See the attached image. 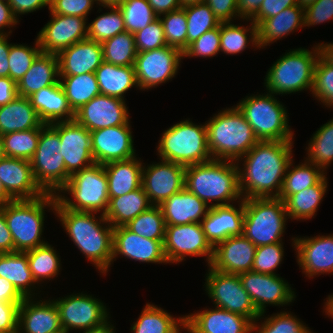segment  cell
<instances>
[{
  "label": "cell",
  "instance_id": "cell-1",
  "mask_svg": "<svg viewBox=\"0 0 333 333\" xmlns=\"http://www.w3.org/2000/svg\"><path fill=\"white\" fill-rule=\"evenodd\" d=\"M293 142L258 141L236 161L243 199L279 197L288 164L293 157Z\"/></svg>",
  "mask_w": 333,
  "mask_h": 333
},
{
  "label": "cell",
  "instance_id": "cell-2",
  "mask_svg": "<svg viewBox=\"0 0 333 333\" xmlns=\"http://www.w3.org/2000/svg\"><path fill=\"white\" fill-rule=\"evenodd\" d=\"M54 213L78 250L106 275L112 265L113 227L105 216L65 209L58 201Z\"/></svg>",
  "mask_w": 333,
  "mask_h": 333
},
{
  "label": "cell",
  "instance_id": "cell-3",
  "mask_svg": "<svg viewBox=\"0 0 333 333\" xmlns=\"http://www.w3.org/2000/svg\"><path fill=\"white\" fill-rule=\"evenodd\" d=\"M184 187L209 207L231 205L243 200L238 166L232 160L212 159L186 166Z\"/></svg>",
  "mask_w": 333,
  "mask_h": 333
},
{
  "label": "cell",
  "instance_id": "cell-4",
  "mask_svg": "<svg viewBox=\"0 0 333 333\" xmlns=\"http://www.w3.org/2000/svg\"><path fill=\"white\" fill-rule=\"evenodd\" d=\"M205 124L213 159L237 161L259 141L236 106L220 110Z\"/></svg>",
  "mask_w": 333,
  "mask_h": 333
},
{
  "label": "cell",
  "instance_id": "cell-5",
  "mask_svg": "<svg viewBox=\"0 0 333 333\" xmlns=\"http://www.w3.org/2000/svg\"><path fill=\"white\" fill-rule=\"evenodd\" d=\"M55 194L46 193L34 199L13 200L2 206L14 243V252H26L47 242L43 240L45 209L56 208ZM42 238V239H41Z\"/></svg>",
  "mask_w": 333,
  "mask_h": 333
},
{
  "label": "cell",
  "instance_id": "cell-6",
  "mask_svg": "<svg viewBox=\"0 0 333 333\" xmlns=\"http://www.w3.org/2000/svg\"><path fill=\"white\" fill-rule=\"evenodd\" d=\"M311 50L300 47L282 54L266 72L264 86L267 92L276 96L308 89L311 92L315 65L320 57L318 44Z\"/></svg>",
  "mask_w": 333,
  "mask_h": 333
},
{
  "label": "cell",
  "instance_id": "cell-7",
  "mask_svg": "<svg viewBox=\"0 0 333 333\" xmlns=\"http://www.w3.org/2000/svg\"><path fill=\"white\" fill-rule=\"evenodd\" d=\"M159 160L195 165L212 160L208 147L206 124H196L190 119L167 128L156 147Z\"/></svg>",
  "mask_w": 333,
  "mask_h": 333
},
{
  "label": "cell",
  "instance_id": "cell-8",
  "mask_svg": "<svg viewBox=\"0 0 333 333\" xmlns=\"http://www.w3.org/2000/svg\"><path fill=\"white\" fill-rule=\"evenodd\" d=\"M65 193L73 199L67 197ZM56 198L65 209L101 212L105 215L110 198L104 165L95 162L72 174L68 182L57 192Z\"/></svg>",
  "mask_w": 333,
  "mask_h": 333
},
{
  "label": "cell",
  "instance_id": "cell-9",
  "mask_svg": "<svg viewBox=\"0 0 333 333\" xmlns=\"http://www.w3.org/2000/svg\"><path fill=\"white\" fill-rule=\"evenodd\" d=\"M276 95L266 91L264 94H253L242 98L235 105L252 127L259 141L294 140L288 111L277 100Z\"/></svg>",
  "mask_w": 333,
  "mask_h": 333
},
{
  "label": "cell",
  "instance_id": "cell-10",
  "mask_svg": "<svg viewBox=\"0 0 333 333\" xmlns=\"http://www.w3.org/2000/svg\"><path fill=\"white\" fill-rule=\"evenodd\" d=\"M287 219L285 202L278 197L244 199L243 235L256 247L283 242Z\"/></svg>",
  "mask_w": 333,
  "mask_h": 333
},
{
  "label": "cell",
  "instance_id": "cell-11",
  "mask_svg": "<svg viewBox=\"0 0 333 333\" xmlns=\"http://www.w3.org/2000/svg\"><path fill=\"white\" fill-rule=\"evenodd\" d=\"M60 145L58 132L46 124L41 129L36 152L30 160L36 183L45 193L56 195L70 178L60 154Z\"/></svg>",
  "mask_w": 333,
  "mask_h": 333
},
{
  "label": "cell",
  "instance_id": "cell-12",
  "mask_svg": "<svg viewBox=\"0 0 333 333\" xmlns=\"http://www.w3.org/2000/svg\"><path fill=\"white\" fill-rule=\"evenodd\" d=\"M207 272L203 286L214 306L241 314L254 323L261 314L242 286L239 275L217 271L210 266Z\"/></svg>",
  "mask_w": 333,
  "mask_h": 333
},
{
  "label": "cell",
  "instance_id": "cell-13",
  "mask_svg": "<svg viewBox=\"0 0 333 333\" xmlns=\"http://www.w3.org/2000/svg\"><path fill=\"white\" fill-rule=\"evenodd\" d=\"M59 311L64 332L86 331L109 320V310L102 300L83 292L52 299Z\"/></svg>",
  "mask_w": 333,
  "mask_h": 333
},
{
  "label": "cell",
  "instance_id": "cell-14",
  "mask_svg": "<svg viewBox=\"0 0 333 333\" xmlns=\"http://www.w3.org/2000/svg\"><path fill=\"white\" fill-rule=\"evenodd\" d=\"M183 53L171 46L138 52L134 69L139 90H151L171 81L178 73Z\"/></svg>",
  "mask_w": 333,
  "mask_h": 333
},
{
  "label": "cell",
  "instance_id": "cell-15",
  "mask_svg": "<svg viewBox=\"0 0 333 333\" xmlns=\"http://www.w3.org/2000/svg\"><path fill=\"white\" fill-rule=\"evenodd\" d=\"M163 248L168 264L180 263L187 256H205L210 266L213 258V247L207 241L200 223L166 225Z\"/></svg>",
  "mask_w": 333,
  "mask_h": 333
},
{
  "label": "cell",
  "instance_id": "cell-16",
  "mask_svg": "<svg viewBox=\"0 0 333 333\" xmlns=\"http://www.w3.org/2000/svg\"><path fill=\"white\" fill-rule=\"evenodd\" d=\"M279 274H262L248 271L239 274L242 286L250 295L257 311L266 313L268 305L286 306L295 299V291Z\"/></svg>",
  "mask_w": 333,
  "mask_h": 333
},
{
  "label": "cell",
  "instance_id": "cell-17",
  "mask_svg": "<svg viewBox=\"0 0 333 333\" xmlns=\"http://www.w3.org/2000/svg\"><path fill=\"white\" fill-rule=\"evenodd\" d=\"M60 138V154L63 156L66 172L72 174L81 171L93 163L91 133L75 120L50 124Z\"/></svg>",
  "mask_w": 333,
  "mask_h": 333
},
{
  "label": "cell",
  "instance_id": "cell-18",
  "mask_svg": "<svg viewBox=\"0 0 333 333\" xmlns=\"http://www.w3.org/2000/svg\"><path fill=\"white\" fill-rule=\"evenodd\" d=\"M185 184V166L161 160L147 166L143 163L142 186L152 205L160 206Z\"/></svg>",
  "mask_w": 333,
  "mask_h": 333
},
{
  "label": "cell",
  "instance_id": "cell-19",
  "mask_svg": "<svg viewBox=\"0 0 333 333\" xmlns=\"http://www.w3.org/2000/svg\"><path fill=\"white\" fill-rule=\"evenodd\" d=\"M125 100L97 95L75 111L74 120L87 130L94 131L112 126L131 125Z\"/></svg>",
  "mask_w": 333,
  "mask_h": 333
},
{
  "label": "cell",
  "instance_id": "cell-20",
  "mask_svg": "<svg viewBox=\"0 0 333 333\" xmlns=\"http://www.w3.org/2000/svg\"><path fill=\"white\" fill-rule=\"evenodd\" d=\"M50 14V21L37 34L42 52L58 55L74 43L87 39L88 21L86 18Z\"/></svg>",
  "mask_w": 333,
  "mask_h": 333
},
{
  "label": "cell",
  "instance_id": "cell-21",
  "mask_svg": "<svg viewBox=\"0 0 333 333\" xmlns=\"http://www.w3.org/2000/svg\"><path fill=\"white\" fill-rule=\"evenodd\" d=\"M299 268L306 277L321 274L333 275V234L309 237H292Z\"/></svg>",
  "mask_w": 333,
  "mask_h": 333
},
{
  "label": "cell",
  "instance_id": "cell-22",
  "mask_svg": "<svg viewBox=\"0 0 333 333\" xmlns=\"http://www.w3.org/2000/svg\"><path fill=\"white\" fill-rule=\"evenodd\" d=\"M132 132L131 125L91 131L92 155L95 162L105 165L137 156Z\"/></svg>",
  "mask_w": 333,
  "mask_h": 333
},
{
  "label": "cell",
  "instance_id": "cell-23",
  "mask_svg": "<svg viewBox=\"0 0 333 333\" xmlns=\"http://www.w3.org/2000/svg\"><path fill=\"white\" fill-rule=\"evenodd\" d=\"M185 315L186 333H251L253 322L238 313L215 307Z\"/></svg>",
  "mask_w": 333,
  "mask_h": 333
},
{
  "label": "cell",
  "instance_id": "cell-24",
  "mask_svg": "<svg viewBox=\"0 0 333 333\" xmlns=\"http://www.w3.org/2000/svg\"><path fill=\"white\" fill-rule=\"evenodd\" d=\"M118 255L142 263L168 264L163 241L139 236L126 226L113 228L112 264Z\"/></svg>",
  "mask_w": 333,
  "mask_h": 333
},
{
  "label": "cell",
  "instance_id": "cell-25",
  "mask_svg": "<svg viewBox=\"0 0 333 333\" xmlns=\"http://www.w3.org/2000/svg\"><path fill=\"white\" fill-rule=\"evenodd\" d=\"M256 246L244 235L231 236L213 248L210 267L229 274L252 271Z\"/></svg>",
  "mask_w": 333,
  "mask_h": 333
},
{
  "label": "cell",
  "instance_id": "cell-26",
  "mask_svg": "<svg viewBox=\"0 0 333 333\" xmlns=\"http://www.w3.org/2000/svg\"><path fill=\"white\" fill-rule=\"evenodd\" d=\"M25 298L19 306L17 333L63 332L59 311L52 299Z\"/></svg>",
  "mask_w": 333,
  "mask_h": 333
},
{
  "label": "cell",
  "instance_id": "cell-27",
  "mask_svg": "<svg viewBox=\"0 0 333 333\" xmlns=\"http://www.w3.org/2000/svg\"><path fill=\"white\" fill-rule=\"evenodd\" d=\"M236 205L210 207L205 218L200 222L207 241L214 248L218 243L231 236L243 235L244 199Z\"/></svg>",
  "mask_w": 333,
  "mask_h": 333
},
{
  "label": "cell",
  "instance_id": "cell-28",
  "mask_svg": "<svg viewBox=\"0 0 333 333\" xmlns=\"http://www.w3.org/2000/svg\"><path fill=\"white\" fill-rule=\"evenodd\" d=\"M0 181L14 199H34L46 194L36 183L28 160L4 157L0 159Z\"/></svg>",
  "mask_w": 333,
  "mask_h": 333
},
{
  "label": "cell",
  "instance_id": "cell-29",
  "mask_svg": "<svg viewBox=\"0 0 333 333\" xmlns=\"http://www.w3.org/2000/svg\"><path fill=\"white\" fill-rule=\"evenodd\" d=\"M59 76L95 73L103 62L101 43L85 39L62 50L58 55Z\"/></svg>",
  "mask_w": 333,
  "mask_h": 333
},
{
  "label": "cell",
  "instance_id": "cell-30",
  "mask_svg": "<svg viewBox=\"0 0 333 333\" xmlns=\"http://www.w3.org/2000/svg\"><path fill=\"white\" fill-rule=\"evenodd\" d=\"M160 208L166 225L200 223L210 209L206 203L185 187L165 200Z\"/></svg>",
  "mask_w": 333,
  "mask_h": 333
},
{
  "label": "cell",
  "instance_id": "cell-31",
  "mask_svg": "<svg viewBox=\"0 0 333 333\" xmlns=\"http://www.w3.org/2000/svg\"><path fill=\"white\" fill-rule=\"evenodd\" d=\"M28 98L43 124L74 120L75 112L60 83L42 88Z\"/></svg>",
  "mask_w": 333,
  "mask_h": 333
},
{
  "label": "cell",
  "instance_id": "cell-32",
  "mask_svg": "<svg viewBox=\"0 0 333 333\" xmlns=\"http://www.w3.org/2000/svg\"><path fill=\"white\" fill-rule=\"evenodd\" d=\"M302 27H305L304 8L300 5L289 7L271 18L264 19L257 26L258 46L261 49L266 48Z\"/></svg>",
  "mask_w": 333,
  "mask_h": 333
},
{
  "label": "cell",
  "instance_id": "cell-33",
  "mask_svg": "<svg viewBox=\"0 0 333 333\" xmlns=\"http://www.w3.org/2000/svg\"><path fill=\"white\" fill-rule=\"evenodd\" d=\"M59 83V60L56 54L41 52L30 69L18 81V95L29 97L42 88Z\"/></svg>",
  "mask_w": 333,
  "mask_h": 333
},
{
  "label": "cell",
  "instance_id": "cell-34",
  "mask_svg": "<svg viewBox=\"0 0 333 333\" xmlns=\"http://www.w3.org/2000/svg\"><path fill=\"white\" fill-rule=\"evenodd\" d=\"M136 156L104 165L109 197L125 195L142 186L143 162Z\"/></svg>",
  "mask_w": 333,
  "mask_h": 333
},
{
  "label": "cell",
  "instance_id": "cell-35",
  "mask_svg": "<svg viewBox=\"0 0 333 333\" xmlns=\"http://www.w3.org/2000/svg\"><path fill=\"white\" fill-rule=\"evenodd\" d=\"M29 98L18 96L13 101L0 106V134L39 128L42 125Z\"/></svg>",
  "mask_w": 333,
  "mask_h": 333
},
{
  "label": "cell",
  "instance_id": "cell-36",
  "mask_svg": "<svg viewBox=\"0 0 333 333\" xmlns=\"http://www.w3.org/2000/svg\"><path fill=\"white\" fill-rule=\"evenodd\" d=\"M95 75L102 95L125 100V94L132 87L139 89L134 66H118L103 61Z\"/></svg>",
  "mask_w": 333,
  "mask_h": 333
},
{
  "label": "cell",
  "instance_id": "cell-37",
  "mask_svg": "<svg viewBox=\"0 0 333 333\" xmlns=\"http://www.w3.org/2000/svg\"><path fill=\"white\" fill-rule=\"evenodd\" d=\"M109 198L104 216L113 228L126 226L132 219L152 206L143 186L125 195Z\"/></svg>",
  "mask_w": 333,
  "mask_h": 333
},
{
  "label": "cell",
  "instance_id": "cell-38",
  "mask_svg": "<svg viewBox=\"0 0 333 333\" xmlns=\"http://www.w3.org/2000/svg\"><path fill=\"white\" fill-rule=\"evenodd\" d=\"M0 277L9 280L25 298L40 294L35 293L39 287L35 286L26 252L0 253Z\"/></svg>",
  "mask_w": 333,
  "mask_h": 333
},
{
  "label": "cell",
  "instance_id": "cell-39",
  "mask_svg": "<svg viewBox=\"0 0 333 333\" xmlns=\"http://www.w3.org/2000/svg\"><path fill=\"white\" fill-rule=\"evenodd\" d=\"M185 330V316L173 317L169 312L146 303L138 319L130 327L132 333H181Z\"/></svg>",
  "mask_w": 333,
  "mask_h": 333
},
{
  "label": "cell",
  "instance_id": "cell-40",
  "mask_svg": "<svg viewBox=\"0 0 333 333\" xmlns=\"http://www.w3.org/2000/svg\"><path fill=\"white\" fill-rule=\"evenodd\" d=\"M325 175L316 185L291 194L284 202L289 219L309 220L314 218L321 201L327 193L328 181Z\"/></svg>",
  "mask_w": 333,
  "mask_h": 333
},
{
  "label": "cell",
  "instance_id": "cell-41",
  "mask_svg": "<svg viewBox=\"0 0 333 333\" xmlns=\"http://www.w3.org/2000/svg\"><path fill=\"white\" fill-rule=\"evenodd\" d=\"M293 159L288 164L282 188L279 194L280 199L285 201L291 194L298 193L308 187L316 185L326 173L306 159L298 165H293ZM294 166V167H293Z\"/></svg>",
  "mask_w": 333,
  "mask_h": 333
},
{
  "label": "cell",
  "instance_id": "cell-42",
  "mask_svg": "<svg viewBox=\"0 0 333 333\" xmlns=\"http://www.w3.org/2000/svg\"><path fill=\"white\" fill-rule=\"evenodd\" d=\"M246 21H250V25L247 27L234 24V22L220 23V50L222 53L224 52L226 55L242 53L250 44L253 48L259 49L257 26L251 20Z\"/></svg>",
  "mask_w": 333,
  "mask_h": 333
},
{
  "label": "cell",
  "instance_id": "cell-43",
  "mask_svg": "<svg viewBox=\"0 0 333 333\" xmlns=\"http://www.w3.org/2000/svg\"><path fill=\"white\" fill-rule=\"evenodd\" d=\"M59 83L74 112L95 96L101 94L95 73L59 76Z\"/></svg>",
  "mask_w": 333,
  "mask_h": 333
},
{
  "label": "cell",
  "instance_id": "cell-44",
  "mask_svg": "<svg viewBox=\"0 0 333 333\" xmlns=\"http://www.w3.org/2000/svg\"><path fill=\"white\" fill-rule=\"evenodd\" d=\"M54 248L55 247H52V245L47 242L42 246L26 251L29 269L31 270L34 281L39 287V284L47 279L50 281L60 274L61 257Z\"/></svg>",
  "mask_w": 333,
  "mask_h": 333
},
{
  "label": "cell",
  "instance_id": "cell-45",
  "mask_svg": "<svg viewBox=\"0 0 333 333\" xmlns=\"http://www.w3.org/2000/svg\"><path fill=\"white\" fill-rule=\"evenodd\" d=\"M307 146L305 159L327 173L333 161V118L315 131Z\"/></svg>",
  "mask_w": 333,
  "mask_h": 333
},
{
  "label": "cell",
  "instance_id": "cell-46",
  "mask_svg": "<svg viewBox=\"0 0 333 333\" xmlns=\"http://www.w3.org/2000/svg\"><path fill=\"white\" fill-rule=\"evenodd\" d=\"M103 61L118 66H134L137 56L134 34L119 33L101 43Z\"/></svg>",
  "mask_w": 333,
  "mask_h": 333
},
{
  "label": "cell",
  "instance_id": "cell-47",
  "mask_svg": "<svg viewBox=\"0 0 333 333\" xmlns=\"http://www.w3.org/2000/svg\"><path fill=\"white\" fill-rule=\"evenodd\" d=\"M263 316L265 313H262L253 323L251 333H313L308 325H304L305 323L291 312L281 311L265 318ZM259 320L261 323L258 322Z\"/></svg>",
  "mask_w": 333,
  "mask_h": 333
},
{
  "label": "cell",
  "instance_id": "cell-48",
  "mask_svg": "<svg viewBox=\"0 0 333 333\" xmlns=\"http://www.w3.org/2000/svg\"><path fill=\"white\" fill-rule=\"evenodd\" d=\"M45 125L46 124H42L39 128L11 132L3 135L5 156L30 161L36 152L41 129Z\"/></svg>",
  "mask_w": 333,
  "mask_h": 333
},
{
  "label": "cell",
  "instance_id": "cell-49",
  "mask_svg": "<svg viewBox=\"0 0 333 333\" xmlns=\"http://www.w3.org/2000/svg\"><path fill=\"white\" fill-rule=\"evenodd\" d=\"M182 8L187 18V48L205 32L220 25V21L205 2L189 4Z\"/></svg>",
  "mask_w": 333,
  "mask_h": 333
},
{
  "label": "cell",
  "instance_id": "cell-50",
  "mask_svg": "<svg viewBox=\"0 0 333 333\" xmlns=\"http://www.w3.org/2000/svg\"><path fill=\"white\" fill-rule=\"evenodd\" d=\"M108 12H105L92 22L88 23L87 38L98 43H102L115 35L125 32V24L122 12L116 7H103ZM110 11V12H109Z\"/></svg>",
  "mask_w": 333,
  "mask_h": 333
},
{
  "label": "cell",
  "instance_id": "cell-51",
  "mask_svg": "<svg viewBox=\"0 0 333 333\" xmlns=\"http://www.w3.org/2000/svg\"><path fill=\"white\" fill-rule=\"evenodd\" d=\"M126 227L139 236L164 241L166 223L160 206L152 205L132 219Z\"/></svg>",
  "mask_w": 333,
  "mask_h": 333
},
{
  "label": "cell",
  "instance_id": "cell-52",
  "mask_svg": "<svg viewBox=\"0 0 333 333\" xmlns=\"http://www.w3.org/2000/svg\"><path fill=\"white\" fill-rule=\"evenodd\" d=\"M117 7L122 12L126 31L131 34L144 29L158 18L147 0H126Z\"/></svg>",
  "mask_w": 333,
  "mask_h": 333
},
{
  "label": "cell",
  "instance_id": "cell-53",
  "mask_svg": "<svg viewBox=\"0 0 333 333\" xmlns=\"http://www.w3.org/2000/svg\"><path fill=\"white\" fill-rule=\"evenodd\" d=\"M162 16V17H161ZM159 16L166 40V45L179 49L182 53L187 49V18L183 8Z\"/></svg>",
  "mask_w": 333,
  "mask_h": 333
},
{
  "label": "cell",
  "instance_id": "cell-54",
  "mask_svg": "<svg viewBox=\"0 0 333 333\" xmlns=\"http://www.w3.org/2000/svg\"><path fill=\"white\" fill-rule=\"evenodd\" d=\"M35 46L25 44H12L9 51V78L16 83L26 74L30 69L32 63L37 56L42 52L39 41L35 39Z\"/></svg>",
  "mask_w": 333,
  "mask_h": 333
},
{
  "label": "cell",
  "instance_id": "cell-55",
  "mask_svg": "<svg viewBox=\"0 0 333 333\" xmlns=\"http://www.w3.org/2000/svg\"><path fill=\"white\" fill-rule=\"evenodd\" d=\"M311 94L324 107L333 108V65L321 55L315 65Z\"/></svg>",
  "mask_w": 333,
  "mask_h": 333
},
{
  "label": "cell",
  "instance_id": "cell-56",
  "mask_svg": "<svg viewBox=\"0 0 333 333\" xmlns=\"http://www.w3.org/2000/svg\"><path fill=\"white\" fill-rule=\"evenodd\" d=\"M284 242L256 247L252 271L262 274H276L284 257Z\"/></svg>",
  "mask_w": 333,
  "mask_h": 333
},
{
  "label": "cell",
  "instance_id": "cell-57",
  "mask_svg": "<svg viewBox=\"0 0 333 333\" xmlns=\"http://www.w3.org/2000/svg\"><path fill=\"white\" fill-rule=\"evenodd\" d=\"M220 25L212 30L205 32L197 40L192 42L183 52V58L202 57L212 58L216 56L220 50Z\"/></svg>",
  "mask_w": 333,
  "mask_h": 333
},
{
  "label": "cell",
  "instance_id": "cell-58",
  "mask_svg": "<svg viewBox=\"0 0 333 333\" xmlns=\"http://www.w3.org/2000/svg\"><path fill=\"white\" fill-rule=\"evenodd\" d=\"M137 52L155 50L166 46L164 30L160 18L134 34Z\"/></svg>",
  "mask_w": 333,
  "mask_h": 333
},
{
  "label": "cell",
  "instance_id": "cell-59",
  "mask_svg": "<svg viewBox=\"0 0 333 333\" xmlns=\"http://www.w3.org/2000/svg\"><path fill=\"white\" fill-rule=\"evenodd\" d=\"M96 0H50V13L88 19Z\"/></svg>",
  "mask_w": 333,
  "mask_h": 333
},
{
  "label": "cell",
  "instance_id": "cell-60",
  "mask_svg": "<svg viewBox=\"0 0 333 333\" xmlns=\"http://www.w3.org/2000/svg\"><path fill=\"white\" fill-rule=\"evenodd\" d=\"M305 27L333 20V0H317L304 8Z\"/></svg>",
  "mask_w": 333,
  "mask_h": 333
},
{
  "label": "cell",
  "instance_id": "cell-61",
  "mask_svg": "<svg viewBox=\"0 0 333 333\" xmlns=\"http://www.w3.org/2000/svg\"><path fill=\"white\" fill-rule=\"evenodd\" d=\"M22 302H0V333H17L18 312Z\"/></svg>",
  "mask_w": 333,
  "mask_h": 333
},
{
  "label": "cell",
  "instance_id": "cell-62",
  "mask_svg": "<svg viewBox=\"0 0 333 333\" xmlns=\"http://www.w3.org/2000/svg\"><path fill=\"white\" fill-rule=\"evenodd\" d=\"M298 5L297 0H264L251 21L258 26L264 19L271 18L281 11Z\"/></svg>",
  "mask_w": 333,
  "mask_h": 333
},
{
  "label": "cell",
  "instance_id": "cell-63",
  "mask_svg": "<svg viewBox=\"0 0 333 333\" xmlns=\"http://www.w3.org/2000/svg\"><path fill=\"white\" fill-rule=\"evenodd\" d=\"M220 23L238 20L237 0H205Z\"/></svg>",
  "mask_w": 333,
  "mask_h": 333
},
{
  "label": "cell",
  "instance_id": "cell-64",
  "mask_svg": "<svg viewBox=\"0 0 333 333\" xmlns=\"http://www.w3.org/2000/svg\"><path fill=\"white\" fill-rule=\"evenodd\" d=\"M9 5L14 16L19 20L20 15H25L36 10L50 6V0H9Z\"/></svg>",
  "mask_w": 333,
  "mask_h": 333
},
{
  "label": "cell",
  "instance_id": "cell-65",
  "mask_svg": "<svg viewBox=\"0 0 333 333\" xmlns=\"http://www.w3.org/2000/svg\"><path fill=\"white\" fill-rule=\"evenodd\" d=\"M19 23L18 19L14 16L8 2L0 0V34H11L13 26ZM5 28H9L7 31ZM7 31V32H6Z\"/></svg>",
  "mask_w": 333,
  "mask_h": 333
},
{
  "label": "cell",
  "instance_id": "cell-66",
  "mask_svg": "<svg viewBox=\"0 0 333 333\" xmlns=\"http://www.w3.org/2000/svg\"><path fill=\"white\" fill-rule=\"evenodd\" d=\"M25 297L4 277H0V302H23Z\"/></svg>",
  "mask_w": 333,
  "mask_h": 333
},
{
  "label": "cell",
  "instance_id": "cell-67",
  "mask_svg": "<svg viewBox=\"0 0 333 333\" xmlns=\"http://www.w3.org/2000/svg\"><path fill=\"white\" fill-rule=\"evenodd\" d=\"M14 252V243L10 230L8 229L4 210L0 207V253Z\"/></svg>",
  "mask_w": 333,
  "mask_h": 333
},
{
  "label": "cell",
  "instance_id": "cell-68",
  "mask_svg": "<svg viewBox=\"0 0 333 333\" xmlns=\"http://www.w3.org/2000/svg\"><path fill=\"white\" fill-rule=\"evenodd\" d=\"M18 96L16 82L9 77H0V106L13 101Z\"/></svg>",
  "mask_w": 333,
  "mask_h": 333
},
{
  "label": "cell",
  "instance_id": "cell-69",
  "mask_svg": "<svg viewBox=\"0 0 333 333\" xmlns=\"http://www.w3.org/2000/svg\"><path fill=\"white\" fill-rule=\"evenodd\" d=\"M264 0H237L238 17L241 21L251 20Z\"/></svg>",
  "mask_w": 333,
  "mask_h": 333
},
{
  "label": "cell",
  "instance_id": "cell-70",
  "mask_svg": "<svg viewBox=\"0 0 333 333\" xmlns=\"http://www.w3.org/2000/svg\"><path fill=\"white\" fill-rule=\"evenodd\" d=\"M10 34H0V77H9V51L11 43L8 42Z\"/></svg>",
  "mask_w": 333,
  "mask_h": 333
},
{
  "label": "cell",
  "instance_id": "cell-71",
  "mask_svg": "<svg viewBox=\"0 0 333 333\" xmlns=\"http://www.w3.org/2000/svg\"><path fill=\"white\" fill-rule=\"evenodd\" d=\"M147 2L158 17L182 8L180 0H147Z\"/></svg>",
  "mask_w": 333,
  "mask_h": 333
},
{
  "label": "cell",
  "instance_id": "cell-72",
  "mask_svg": "<svg viewBox=\"0 0 333 333\" xmlns=\"http://www.w3.org/2000/svg\"><path fill=\"white\" fill-rule=\"evenodd\" d=\"M320 55L331 65H333V42L318 43Z\"/></svg>",
  "mask_w": 333,
  "mask_h": 333
},
{
  "label": "cell",
  "instance_id": "cell-73",
  "mask_svg": "<svg viewBox=\"0 0 333 333\" xmlns=\"http://www.w3.org/2000/svg\"><path fill=\"white\" fill-rule=\"evenodd\" d=\"M111 324V325H110ZM115 327L110 322V319L103 323L102 325H99L97 327H94L92 329H88L86 331H83L82 333H115L116 330Z\"/></svg>",
  "mask_w": 333,
  "mask_h": 333
},
{
  "label": "cell",
  "instance_id": "cell-74",
  "mask_svg": "<svg viewBox=\"0 0 333 333\" xmlns=\"http://www.w3.org/2000/svg\"><path fill=\"white\" fill-rule=\"evenodd\" d=\"M14 199L6 192L2 182L0 181V207L5 206Z\"/></svg>",
  "mask_w": 333,
  "mask_h": 333
},
{
  "label": "cell",
  "instance_id": "cell-75",
  "mask_svg": "<svg viewBox=\"0 0 333 333\" xmlns=\"http://www.w3.org/2000/svg\"><path fill=\"white\" fill-rule=\"evenodd\" d=\"M323 311L329 318H332L333 320V294L328 295V297L326 298Z\"/></svg>",
  "mask_w": 333,
  "mask_h": 333
},
{
  "label": "cell",
  "instance_id": "cell-76",
  "mask_svg": "<svg viewBox=\"0 0 333 333\" xmlns=\"http://www.w3.org/2000/svg\"><path fill=\"white\" fill-rule=\"evenodd\" d=\"M101 7H116L126 0H96Z\"/></svg>",
  "mask_w": 333,
  "mask_h": 333
},
{
  "label": "cell",
  "instance_id": "cell-77",
  "mask_svg": "<svg viewBox=\"0 0 333 333\" xmlns=\"http://www.w3.org/2000/svg\"><path fill=\"white\" fill-rule=\"evenodd\" d=\"M317 0H297L298 5H300L303 8H306L312 3H315Z\"/></svg>",
  "mask_w": 333,
  "mask_h": 333
},
{
  "label": "cell",
  "instance_id": "cell-78",
  "mask_svg": "<svg viewBox=\"0 0 333 333\" xmlns=\"http://www.w3.org/2000/svg\"><path fill=\"white\" fill-rule=\"evenodd\" d=\"M181 1V5L186 6L189 4H196V3H201V2H205V0H180Z\"/></svg>",
  "mask_w": 333,
  "mask_h": 333
},
{
  "label": "cell",
  "instance_id": "cell-79",
  "mask_svg": "<svg viewBox=\"0 0 333 333\" xmlns=\"http://www.w3.org/2000/svg\"><path fill=\"white\" fill-rule=\"evenodd\" d=\"M5 154H4V146H3V137L0 134V159L4 158Z\"/></svg>",
  "mask_w": 333,
  "mask_h": 333
}]
</instances>
